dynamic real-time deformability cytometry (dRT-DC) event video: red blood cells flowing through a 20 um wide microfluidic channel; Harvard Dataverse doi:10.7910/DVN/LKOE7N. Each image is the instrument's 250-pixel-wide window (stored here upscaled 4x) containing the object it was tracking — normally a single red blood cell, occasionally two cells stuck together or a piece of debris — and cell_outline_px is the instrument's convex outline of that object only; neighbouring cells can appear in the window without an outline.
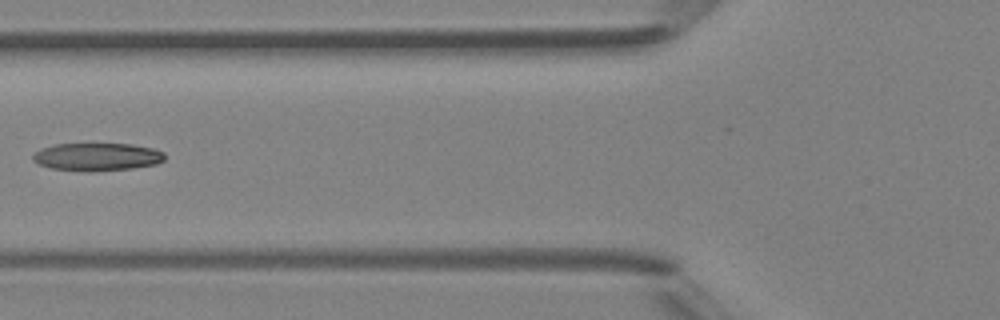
{"species": "Egyptian fruit bat (a non-hibernating species)", "species_latin": "Rousettus aegyptiacus", "temperature_condition": "room temperature", "stored_images_in_passage": 6, "camera_frame_rate_fps": 3000, "um_per_image_px": 0.085, "animal": {"sex": "female"}, "frame": {"image": 1, "passage_image": 5, "time_ms": 4.667, "image_size_px": [1000, 320], "cell_outline_px": [[164, 160], [156, 164], [132, 168], [92, 172], [52, 168], [40, 164], [32, 160], [32, 156], [40, 148], [56, 144], [132, 144], [152, 148], [164, 152]], "centroid_in_image_um": [8.25, 13.33], "position_along_channel_um": 117.5, "area_um2": 21.33}}
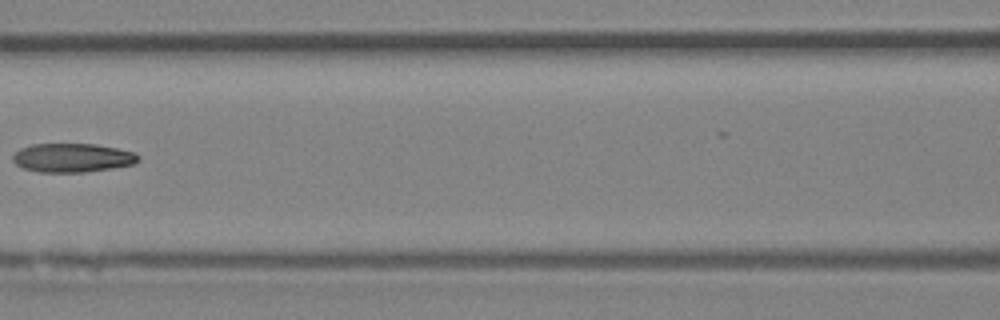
{"frame": {"image": 2, "passage_image": 6, "time_ms": 5.667, "image_size_px": [1000, 320], "cell_outline_px": [[140, 160], [132, 164], [112, 168], [84, 172], [36, 172], [24, 168], [16, 164], [12, 160], [12, 156], [20, 148], [32, 144], [96, 144], [136, 152], [140, 156]], "centroid_in_image_um": [6.16, 13.41], "position_along_channel_um": 160.4, "area_um2": 21.15}}